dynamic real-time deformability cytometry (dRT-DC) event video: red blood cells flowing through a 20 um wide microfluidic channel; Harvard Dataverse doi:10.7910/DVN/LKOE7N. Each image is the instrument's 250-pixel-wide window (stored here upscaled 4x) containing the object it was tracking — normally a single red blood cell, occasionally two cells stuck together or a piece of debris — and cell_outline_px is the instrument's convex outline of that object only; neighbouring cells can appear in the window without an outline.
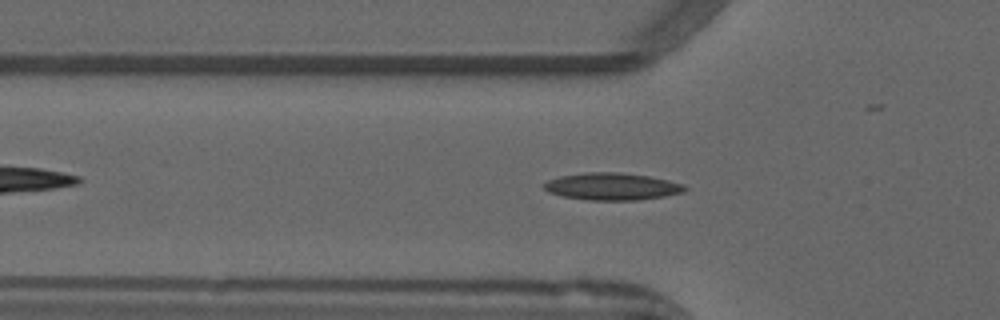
{"species": "common noctule bat (a hibernating species)", "species_latin": "Nyctalus noctula", "temperature_condition": "warm", "stored_images_in_passage": 45, "camera_frame_rate_fps": 3000, "um_per_image_px": 0.085, "animal": {"sex": "male", "forearm_length_mm": 52.5}, "frame": {"image": 1, "passage_image": 9, "time_ms": 2.667, "image_size_px": [1000, 320], "cell_outline_px": [[688, 188], [684, 192], [664, 196], [640, 200], [588, 200], [564, 196], [548, 192], [544, 188], [544, 184], [548, 180], [560, 176], [584, 172], [620, 172], [648, 176], [668, 180], [684, 184]], "centroid_in_image_um": [52.04, 15.85], "position_along_channel_um": 73.8, "area_um2": 22.31}}
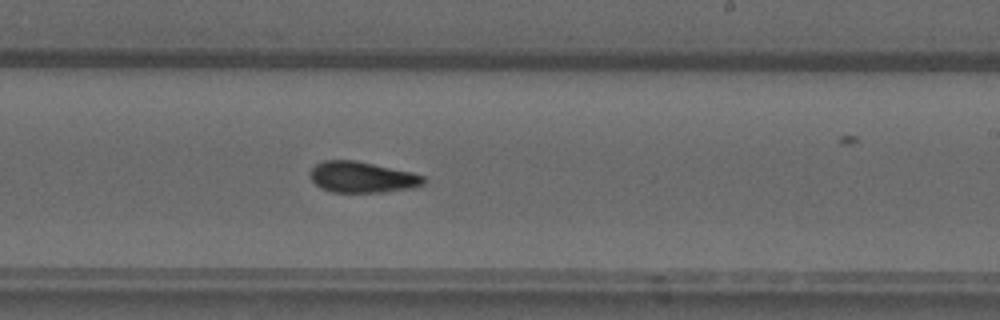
{"frame": {"image": 2, "passage_image": 23, "time_ms": 7.333, "image_size_px": [1000, 320], "cell_outline_px": [[424, 184], [416, 188], [384, 192], [332, 192], [320, 188], [312, 180], [308, 172], [316, 164], [324, 160], [356, 160], [412, 172], [424, 176]], "centroid_in_image_um": [30.78, 15.06], "position_along_channel_um": 258.2, "area_um2": 20.69}}
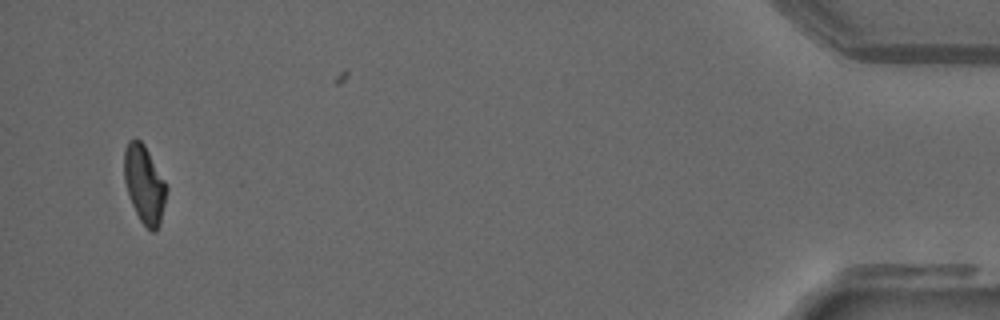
{"frame": {"image": 3, "passage_image": 42, "time_ms": 13.667, "image_size_px": [1000, 320], "cell_outline_px": [[168, 192], [160, 224], [156, 232], [152, 232], [140, 220], [132, 204], [124, 180], [124, 148], [128, 140], [136, 136], [144, 144], [168, 184]], "centroid_in_image_um": [12.29, 15.63], "position_along_channel_um": 422.9, "area_um2": 19.59}, "authors_computed_cell_mechanics": {"area_um2": 19.8832, "velocity_mm_per_s": 3.9494, "shape_relaxation_time_tau1_ms": null, "shape_relaxation_time_tau2_ms": 3.8285, "deformation_change_tau1": null, "deformation_change_tau2": 0.12}}